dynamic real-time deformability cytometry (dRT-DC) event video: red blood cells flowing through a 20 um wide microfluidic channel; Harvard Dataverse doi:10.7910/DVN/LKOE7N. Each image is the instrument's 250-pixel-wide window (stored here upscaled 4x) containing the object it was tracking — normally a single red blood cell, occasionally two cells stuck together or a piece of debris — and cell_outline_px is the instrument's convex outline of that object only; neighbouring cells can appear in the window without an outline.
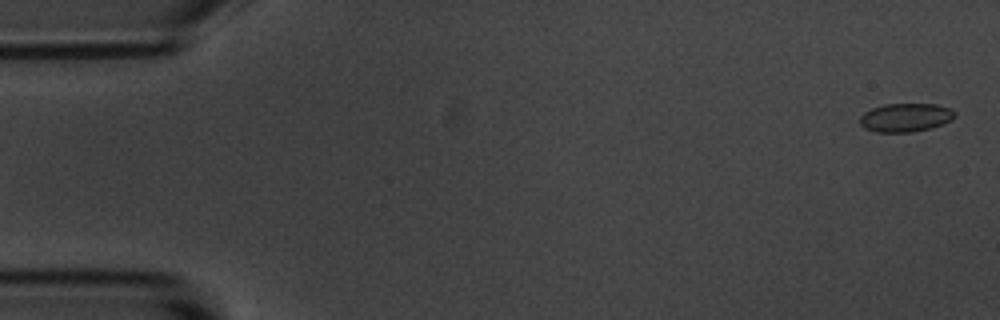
{"species": "common noctule bat (a hibernating species)", "species_latin": "Nyctalus noctula", "temperature_condition": "room temperature", "stored_images_in_passage": 5, "camera_frame_rate_fps": 3000, "um_per_image_px": 0.085, "animal": {"sex": "male", "body_mass_g": 20.1, "forearm_length_mm": 53.5}, "frame": {"image": 1, "passage_image": 1, "time_ms": 0.0, "image_size_px": [1000, 320], "cell_outline_px": [[956, 116], [952, 120], [944, 124], [912, 132], [876, 132], [864, 128], [860, 124], [860, 116], [864, 112], [872, 108], [884, 104], [936, 104], [948, 108]], "centroid_in_image_um": [76.94, 9.99], "position_along_channel_um": 8.1, "area_um2": 15.72}}
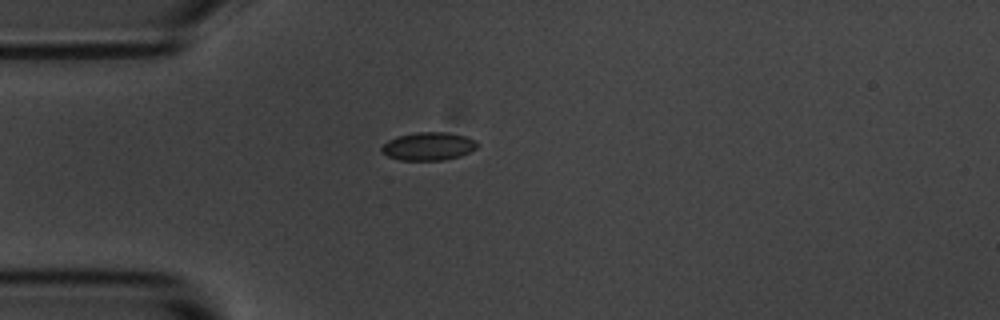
{"frame": {"image": 2, "passage_image": 4, "time_ms": 4.333, "image_size_px": [1000, 320], "cell_outline_px": [[480, 144], [476, 148], [460, 156], [444, 160], [400, 160], [388, 156], [380, 152], [380, 148], [388, 140], [396, 136], [416, 132], [448, 132], [464, 136], [476, 140]], "centroid_in_image_um": [36.4, 12.43], "position_along_channel_um": 48.6, "area_um2": 15.78}}